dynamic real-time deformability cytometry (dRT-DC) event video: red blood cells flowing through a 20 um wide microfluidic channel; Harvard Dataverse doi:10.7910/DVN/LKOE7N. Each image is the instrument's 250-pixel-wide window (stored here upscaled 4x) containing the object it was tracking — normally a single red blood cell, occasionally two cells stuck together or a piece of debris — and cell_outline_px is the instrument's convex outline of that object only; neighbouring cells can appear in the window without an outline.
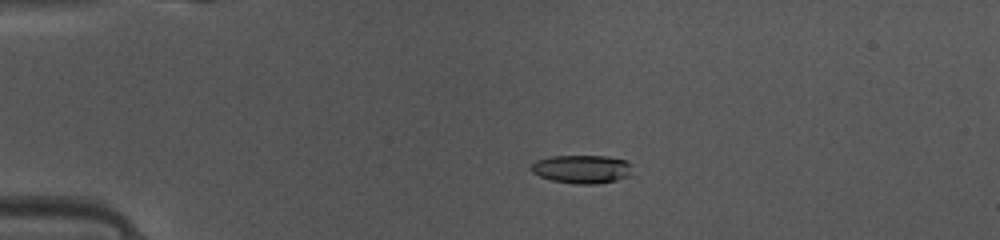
{"species": "common noctule bat (a hibernating species)", "species_latin": "Nyctalus noctula", "temperature_condition": "warm", "stored_images_in_passage": 48, "camera_frame_rate_fps": 3000, "um_per_image_px": 0.085, "animal": {"sex": "female", "body_mass_g": 10.0, "forearm_length_mm": 53.1}, "frame": {"image": 1, "passage_image": 11, "time_ms": 3.333, "image_size_px": [1000, 240], "cell_outline_px": [[628, 176], [616, 180], [596, 184], [576, 184], [552, 180], [540, 176], [532, 172], [528, 168], [536, 160], [552, 156], [608, 156], [624, 160], [628, 164]], "centroid_in_image_um": [49.37, 14.37], "position_along_channel_um": 35.6, "area_um2": 16.47}}
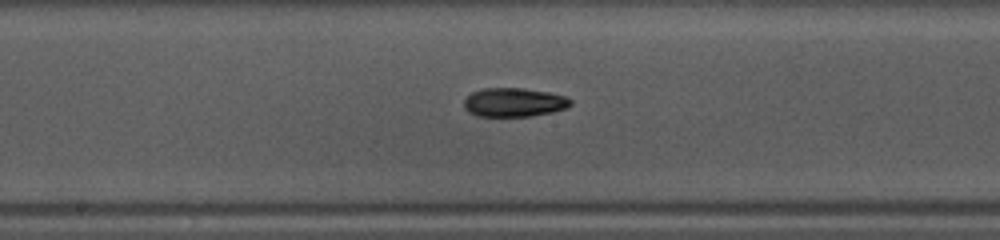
{"frame": {"image": 2, "passage_image": 26, "time_ms": 8.333, "image_size_px": [1000, 240], "cell_outline_px": [[572, 104], [568, 108], [552, 112], [532, 116], [476, 116], [468, 112], [464, 108], [464, 100], [472, 92], [484, 88], [520, 88], [548, 92], [568, 96], [572, 100]], "centroid_in_image_um": [43.72, 8.7], "position_along_channel_um": 204.5, "area_um2": 18.09}}
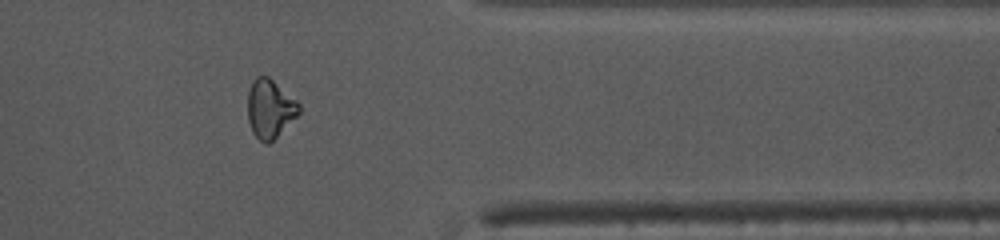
{"frame": {"image": 3, "passage_image": 40, "time_ms": 13.0, "image_size_px": [1000, 240], "cell_outline_px": [[300, 112], [268, 144], [264, 144], [252, 132], [248, 120], [248, 92], [252, 80], [256, 76], [268, 76], [296, 100], [300, 104]], "centroid_in_image_um": [22.92, 9.22], "position_along_channel_um": 388.5, "area_um2": 17.28}, "authors_computed_cell_mechanics": {"area_um2": 17.5423, "velocity_mm_per_s": 4.1616, "shape_relaxation_time_tau1_ms": 3.7305, "shape_relaxation_time_tau2_ms": 4.5766, "deformation_change_tau1": 0.1561, "deformation_change_tau2": 0.09}}